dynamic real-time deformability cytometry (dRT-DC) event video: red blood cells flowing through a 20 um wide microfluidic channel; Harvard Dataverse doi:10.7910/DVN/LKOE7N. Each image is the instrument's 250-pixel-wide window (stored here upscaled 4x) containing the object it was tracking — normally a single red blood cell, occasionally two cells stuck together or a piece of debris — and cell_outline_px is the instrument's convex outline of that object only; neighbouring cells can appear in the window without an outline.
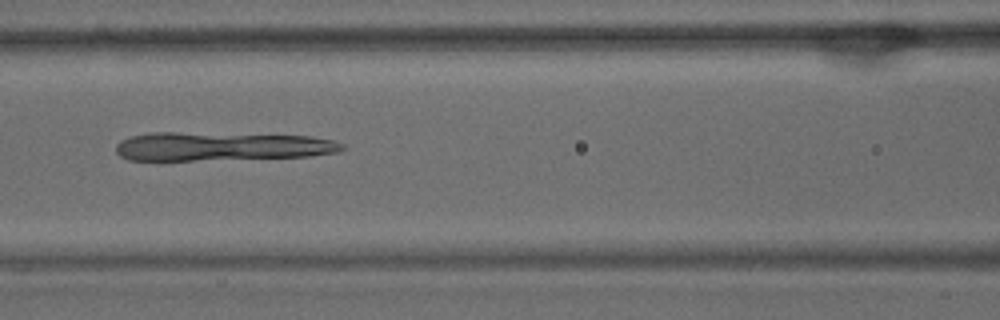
{"species": "common noctule bat (a hibernating species)", "species_latin": "Nyctalus noctula", "temperature_condition": "warm", "stored_images_in_passage": 37, "camera_frame_rate_fps": 3000, "um_per_image_px": 0.085, "animal": {"sex": "male", "body_mass_g": 15.6}, "frame": {"image": 1, "passage_image": 8, "time_ms": 2.333, "image_size_px": [1000, 320], "cell_outline_px": [[348, 148], [340, 152], [308, 156], [196, 160], [128, 160], [120, 156], [116, 152], [116, 144], [120, 140], [128, 136], [152, 132], [176, 132], [312, 136], [332, 140], [344, 144]], "centroid_in_image_um": [18.81, 12.44], "position_along_channel_um": 147.8, "area_um2": 37.97}}
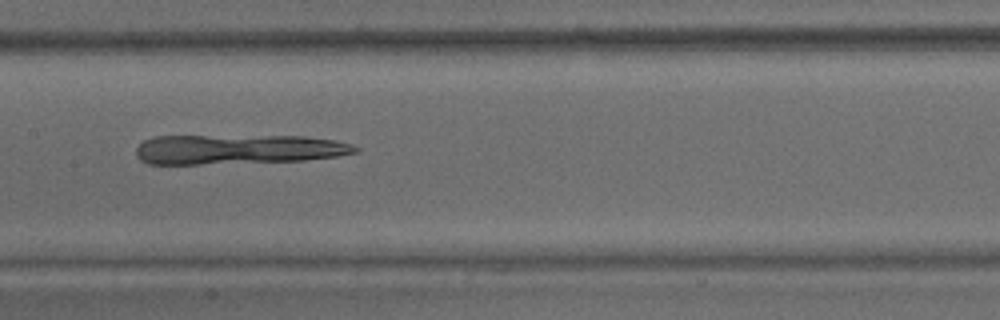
{"frame": {"image": 2, "passage_image": 11, "time_ms": 3.333, "image_size_px": [1000, 320], "cell_outline_px": [[360, 152], [336, 156], [304, 160], [196, 164], [148, 164], [140, 160], [136, 156], [136, 148], [144, 140], [152, 136], [304, 136], [336, 140], [352, 144], [360, 148]], "centroid_in_image_um": [20.23, 12.68], "position_along_channel_um": 187.2, "area_um2": 38.03}}
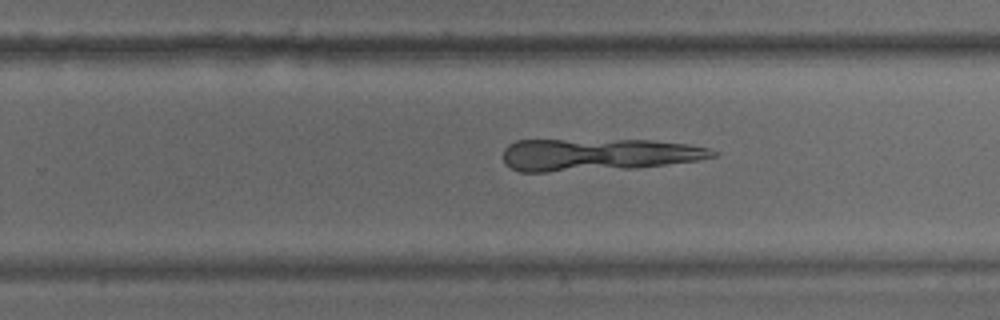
{"frame": {"image": 3, "passage_image": 18, "time_ms": 5.667, "image_size_px": [1000, 320], "cell_outline_px": [[720, 152], [716, 156], [700, 160], [636, 168], [548, 172], [520, 172], [504, 164], [504, 148], [508, 144], [516, 140], [652, 140], [688, 144], [708, 148]], "centroid_in_image_um": [50.84, 13.15], "position_along_channel_um": 279.0, "area_um2": 39.82}}